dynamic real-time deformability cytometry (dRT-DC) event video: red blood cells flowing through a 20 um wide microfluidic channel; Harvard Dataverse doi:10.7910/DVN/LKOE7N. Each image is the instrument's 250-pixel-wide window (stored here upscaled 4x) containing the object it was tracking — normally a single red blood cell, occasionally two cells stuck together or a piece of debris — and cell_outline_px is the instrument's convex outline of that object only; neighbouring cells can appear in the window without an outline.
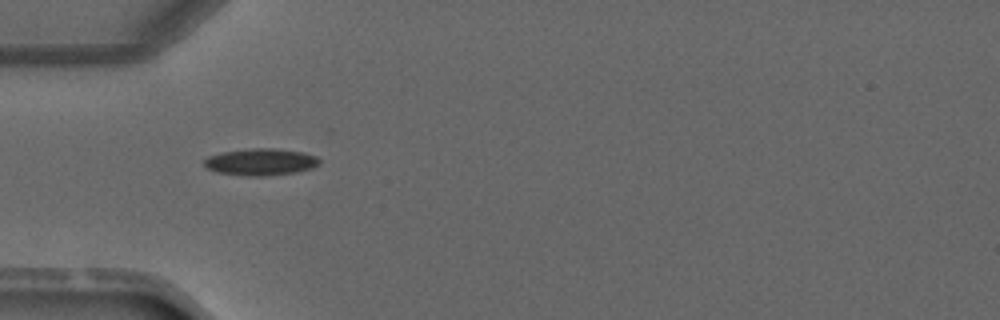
{"species": "common noctule bat (a hibernating species)", "species_latin": "Nyctalus noctula", "temperature_condition": "warm", "stored_images_in_passage": 1, "camera_frame_rate_fps": 3000, "um_per_image_px": 0.085, "animal": {"sex": "male", "forearm_length_mm": 52.5}, "frame": {"image": 1, "passage_image": 1, "time_ms": 0.0, "image_size_px": [1000, 320], "cell_outline_px": [[320, 164], [312, 168], [296, 172], [264, 176], [248, 176], [216, 172], [208, 168], [204, 164], [204, 160], [208, 156], [224, 152], [252, 148], [276, 148], [300, 152], [316, 156], [320, 160]], "centroid_in_image_um": [22.17, 13.77], "position_along_channel_um": 62.8, "area_um2": 17.92}}